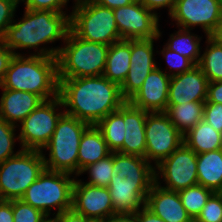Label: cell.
Listing matches in <instances>:
<instances>
[{
    "label": "cell",
    "mask_w": 222,
    "mask_h": 222,
    "mask_svg": "<svg viewBox=\"0 0 222 222\" xmlns=\"http://www.w3.org/2000/svg\"><path fill=\"white\" fill-rule=\"evenodd\" d=\"M58 80L64 112L90 125H96L126 102L120 86L103 75Z\"/></svg>",
    "instance_id": "obj_1"
},
{
    "label": "cell",
    "mask_w": 222,
    "mask_h": 222,
    "mask_svg": "<svg viewBox=\"0 0 222 222\" xmlns=\"http://www.w3.org/2000/svg\"><path fill=\"white\" fill-rule=\"evenodd\" d=\"M24 9L23 17L20 20L13 19L2 42L14 55H27L18 50L28 49L29 55L57 58L61 46L52 45L50 48L46 45L59 40L65 42L70 30L71 13ZM31 49L34 52L30 53Z\"/></svg>",
    "instance_id": "obj_2"
},
{
    "label": "cell",
    "mask_w": 222,
    "mask_h": 222,
    "mask_svg": "<svg viewBox=\"0 0 222 222\" xmlns=\"http://www.w3.org/2000/svg\"><path fill=\"white\" fill-rule=\"evenodd\" d=\"M154 183L155 167L146 158L113 152L108 189L115 213H135L144 207Z\"/></svg>",
    "instance_id": "obj_3"
},
{
    "label": "cell",
    "mask_w": 222,
    "mask_h": 222,
    "mask_svg": "<svg viewBox=\"0 0 222 222\" xmlns=\"http://www.w3.org/2000/svg\"><path fill=\"white\" fill-rule=\"evenodd\" d=\"M0 88L31 92L44 101L56 98L59 89L57 58L14 55Z\"/></svg>",
    "instance_id": "obj_4"
},
{
    "label": "cell",
    "mask_w": 222,
    "mask_h": 222,
    "mask_svg": "<svg viewBox=\"0 0 222 222\" xmlns=\"http://www.w3.org/2000/svg\"><path fill=\"white\" fill-rule=\"evenodd\" d=\"M109 45L89 42L71 29L57 56L58 79L104 74Z\"/></svg>",
    "instance_id": "obj_5"
},
{
    "label": "cell",
    "mask_w": 222,
    "mask_h": 222,
    "mask_svg": "<svg viewBox=\"0 0 222 222\" xmlns=\"http://www.w3.org/2000/svg\"><path fill=\"white\" fill-rule=\"evenodd\" d=\"M89 126L87 122L64 112L56 124L49 143L42 149L45 169L65 172L77 177L79 144L84 131ZM44 150L49 151L47 157Z\"/></svg>",
    "instance_id": "obj_6"
},
{
    "label": "cell",
    "mask_w": 222,
    "mask_h": 222,
    "mask_svg": "<svg viewBox=\"0 0 222 222\" xmlns=\"http://www.w3.org/2000/svg\"><path fill=\"white\" fill-rule=\"evenodd\" d=\"M73 177V178H71ZM76 176L44 169L25 191L21 200L41 210L46 216L72 209L73 184ZM53 209L56 211L52 213Z\"/></svg>",
    "instance_id": "obj_7"
},
{
    "label": "cell",
    "mask_w": 222,
    "mask_h": 222,
    "mask_svg": "<svg viewBox=\"0 0 222 222\" xmlns=\"http://www.w3.org/2000/svg\"><path fill=\"white\" fill-rule=\"evenodd\" d=\"M70 13V29L81 39L109 46L122 40L113 9L91 0H78Z\"/></svg>",
    "instance_id": "obj_8"
},
{
    "label": "cell",
    "mask_w": 222,
    "mask_h": 222,
    "mask_svg": "<svg viewBox=\"0 0 222 222\" xmlns=\"http://www.w3.org/2000/svg\"><path fill=\"white\" fill-rule=\"evenodd\" d=\"M45 169L42 151L22 149L0 163V200L21 199Z\"/></svg>",
    "instance_id": "obj_9"
},
{
    "label": "cell",
    "mask_w": 222,
    "mask_h": 222,
    "mask_svg": "<svg viewBox=\"0 0 222 222\" xmlns=\"http://www.w3.org/2000/svg\"><path fill=\"white\" fill-rule=\"evenodd\" d=\"M62 107V108H61ZM61 108V109H59ZM59 96L43 101L17 126L19 144L22 149L39 150L49 143L56 124L64 113Z\"/></svg>",
    "instance_id": "obj_10"
},
{
    "label": "cell",
    "mask_w": 222,
    "mask_h": 222,
    "mask_svg": "<svg viewBox=\"0 0 222 222\" xmlns=\"http://www.w3.org/2000/svg\"><path fill=\"white\" fill-rule=\"evenodd\" d=\"M155 183L171 191L197 185V154L183 142L169 157L155 166Z\"/></svg>",
    "instance_id": "obj_11"
},
{
    "label": "cell",
    "mask_w": 222,
    "mask_h": 222,
    "mask_svg": "<svg viewBox=\"0 0 222 222\" xmlns=\"http://www.w3.org/2000/svg\"><path fill=\"white\" fill-rule=\"evenodd\" d=\"M145 138V158L149 163H154V167L169 157L183 143V134L165 112L147 113Z\"/></svg>",
    "instance_id": "obj_12"
},
{
    "label": "cell",
    "mask_w": 222,
    "mask_h": 222,
    "mask_svg": "<svg viewBox=\"0 0 222 222\" xmlns=\"http://www.w3.org/2000/svg\"><path fill=\"white\" fill-rule=\"evenodd\" d=\"M169 16L176 27L193 30L199 26L204 36H213L222 23V0H177Z\"/></svg>",
    "instance_id": "obj_13"
},
{
    "label": "cell",
    "mask_w": 222,
    "mask_h": 222,
    "mask_svg": "<svg viewBox=\"0 0 222 222\" xmlns=\"http://www.w3.org/2000/svg\"><path fill=\"white\" fill-rule=\"evenodd\" d=\"M116 25L123 40L152 39L159 37V17L137 0L113 9Z\"/></svg>",
    "instance_id": "obj_14"
},
{
    "label": "cell",
    "mask_w": 222,
    "mask_h": 222,
    "mask_svg": "<svg viewBox=\"0 0 222 222\" xmlns=\"http://www.w3.org/2000/svg\"><path fill=\"white\" fill-rule=\"evenodd\" d=\"M161 35L159 29L158 38L131 40L130 69L120 85V92L125 101L141 88L148 74L158 66L154 58V42L158 41Z\"/></svg>",
    "instance_id": "obj_15"
},
{
    "label": "cell",
    "mask_w": 222,
    "mask_h": 222,
    "mask_svg": "<svg viewBox=\"0 0 222 222\" xmlns=\"http://www.w3.org/2000/svg\"><path fill=\"white\" fill-rule=\"evenodd\" d=\"M72 209L93 222H102L116 214L108 188L93 186L75 178Z\"/></svg>",
    "instance_id": "obj_16"
},
{
    "label": "cell",
    "mask_w": 222,
    "mask_h": 222,
    "mask_svg": "<svg viewBox=\"0 0 222 222\" xmlns=\"http://www.w3.org/2000/svg\"><path fill=\"white\" fill-rule=\"evenodd\" d=\"M170 78L158 65L148 74L141 88L128 102L134 107L148 112H165Z\"/></svg>",
    "instance_id": "obj_17"
},
{
    "label": "cell",
    "mask_w": 222,
    "mask_h": 222,
    "mask_svg": "<svg viewBox=\"0 0 222 222\" xmlns=\"http://www.w3.org/2000/svg\"><path fill=\"white\" fill-rule=\"evenodd\" d=\"M209 81L198 65L182 74L171 76L167 105L205 102Z\"/></svg>",
    "instance_id": "obj_18"
},
{
    "label": "cell",
    "mask_w": 222,
    "mask_h": 222,
    "mask_svg": "<svg viewBox=\"0 0 222 222\" xmlns=\"http://www.w3.org/2000/svg\"><path fill=\"white\" fill-rule=\"evenodd\" d=\"M145 207L166 222H194L182 205L178 191L154 183L146 197Z\"/></svg>",
    "instance_id": "obj_19"
},
{
    "label": "cell",
    "mask_w": 222,
    "mask_h": 222,
    "mask_svg": "<svg viewBox=\"0 0 222 222\" xmlns=\"http://www.w3.org/2000/svg\"><path fill=\"white\" fill-rule=\"evenodd\" d=\"M148 111L136 108L128 101L124 103L125 137L119 153L145 158V123Z\"/></svg>",
    "instance_id": "obj_20"
},
{
    "label": "cell",
    "mask_w": 222,
    "mask_h": 222,
    "mask_svg": "<svg viewBox=\"0 0 222 222\" xmlns=\"http://www.w3.org/2000/svg\"><path fill=\"white\" fill-rule=\"evenodd\" d=\"M1 93L0 117L16 127L44 101L31 92L2 89Z\"/></svg>",
    "instance_id": "obj_21"
},
{
    "label": "cell",
    "mask_w": 222,
    "mask_h": 222,
    "mask_svg": "<svg viewBox=\"0 0 222 222\" xmlns=\"http://www.w3.org/2000/svg\"><path fill=\"white\" fill-rule=\"evenodd\" d=\"M111 153L101 131L96 125H90L83 133L78 150V175L92 163L105 158Z\"/></svg>",
    "instance_id": "obj_22"
},
{
    "label": "cell",
    "mask_w": 222,
    "mask_h": 222,
    "mask_svg": "<svg viewBox=\"0 0 222 222\" xmlns=\"http://www.w3.org/2000/svg\"><path fill=\"white\" fill-rule=\"evenodd\" d=\"M131 40H120L109 46L103 76L119 86L130 69Z\"/></svg>",
    "instance_id": "obj_23"
},
{
    "label": "cell",
    "mask_w": 222,
    "mask_h": 222,
    "mask_svg": "<svg viewBox=\"0 0 222 222\" xmlns=\"http://www.w3.org/2000/svg\"><path fill=\"white\" fill-rule=\"evenodd\" d=\"M198 184L213 192L222 186V149L197 154Z\"/></svg>",
    "instance_id": "obj_24"
},
{
    "label": "cell",
    "mask_w": 222,
    "mask_h": 222,
    "mask_svg": "<svg viewBox=\"0 0 222 222\" xmlns=\"http://www.w3.org/2000/svg\"><path fill=\"white\" fill-rule=\"evenodd\" d=\"M183 142L196 154H202L222 149V133L202 120L183 135Z\"/></svg>",
    "instance_id": "obj_25"
},
{
    "label": "cell",
    "mask_w": 222,
    "mask_h": 222,
    "mask_svg": "<svg viewBox=\"0 0 222 222\" xmlns=\"http://www.w3.org/2000/svg\"><path fill=\"white\" fill-rule=\"evenodd\" d=\"M165 113L175 127L184 135L203 120L204 102L167 105Z\"/></svg>",
    "instance_id": "obj_26"
},
{
    "label": "cell",
    "mask_w": 222,
    "mask_h": 222,
    "mask_svg": "<svg viewBox=\"0 0 222 222\" xmlns=\"http://www.w3.org/2000/svg\"><path fill=\"white\" fill-rule=\"evenodd\" d=\"M190 31L192 30L178 27V31L169 35L170 38L165 46L187 57L194 65H198L203 48L200 45L202 37Z\"/></svg>",
    "instance_id": "obj_27"
},
{
    "label": "cell",
    "mask_w": 222,
    "mask_h": 222,
    "mask_svg": "<svg viewBox=\"0 0 222 222\" xmlns=\"http://www.w3.org/2000/svg\"><path fill=\"white\" fill-rule=\"evenodd\" d=\"M96 126L101 131L108 149L111 152H118L125 137L124 104L117 111L109 113Z\"/></svg>",
    "instance_id": "obj_28"
},
{
    "label": "cell",
    "mask_w": 222,
    "mask_h": 222,
    "mask_svg": "<svg viewBox=\"0 0 222 222\" xmlns=\"http://www.w3.org/2000/svg\"><path fill=\"white\" fill-rule=\"evenodd\" d=\"M205 43L198 66L209 82L222 81V45L212 36Z\"/></svg>",
    "instance_id": "obj_29"
},
{
    "label": "cell",
    "mask_w": 222,
    "mask_h": 222,
    "mask_svg": "<svg viewBox=\"0 0 222 222\" xmlns=\"http://www.w3.org/2000/svg\"><path fill=\"white\" fill-rule=\"evenodd\" d=\"M183 207L194 221L200 214L209 197L214 193L202 186L194 185L178 191Z\"/></svg>",
    "instance_id": "obj_30"
},
{
    "label": "cell",
    "mask_w": 222,
    "mask_h": 222,
    "mask_svg": "<svg viewBox=\"0 0 222 222\" xmlns=\"http://www.w3.org/2000/svg\"><path fill=\"white\" fill-rule=\"evenodd\" d=\"M113 170V152H111L105 158L97 161L96 163H92L87 167L83 168L79 175L88 173V181L84 182L89 185L98 186V187H105L108 188L111 175Z\"/></svg>",
    "instance_id": "obj_31"
},
{
    "label": "cell",
    "mask_w": 222,
    "mask_h": 222,
    "mask_svg": "<svg viewBox=\"0 0 222 222\" xmlns=\"http://www.w3.org/2000/svg\"><path fill=\"white\" fill-rule=\"evenodd\" d=\"M17 127L6 122L0 117V163L18 154L22 148L14 152L16 141L19 142V135H16Z\"/></svg>",
    "instance_id": "obj_32"
},
{
    "label": "cell",
    "mask_w": 222,
    "mask_h": 222,
    "mask_svg": "<svg viewBox=\"0 0 222 222\" xmlns=\"http://www.w3.org/2000/svg\"><path fill=\"white\" fill-rule=\"evenodd\" d=\"M156 52L162 54L163 58L167 62L166 64H168L169 71L167 70V67L162 70L170 77L189 71L195 66L187 57H184L175 51H171L165 45L161 51L157 50Z\"/></svg>",
    "instance_id": "obj_33"
},
{
    "label": "cell",
    "mask_w": 222,
    "mask_h": 222,
    "mask_svg": "<svg viewBox=\"0 0 222 222\" xmlns=\"http://www.w3.org/2000/svg\"><path fill=\"white\" fill-rule=\"evenodd\" d=\"M14 222H41L47 216L21 199L12 200Z\"/></svg>",
    "instance_id": "obj_34"
},
{
    "label": "cell",
    "mask_w": 222,
    "mask_h": 222,
    "mask_svg": "<svg viewBox=\"0 0 222 222\" xmlns=\"http://www.w3.org/2000/svg\"><path fill=\"white\" fill-rule=\"evenodd\" d=\"M194 222H222V199L214 192Z\"/></svg>",
    "instance_id": "obj_35"
},
{
    "label": "cell",
    "mask_w": 222,
    "mask_h": 222,
    "mask_svg": "<svg viewBox=\"0 0 222 222\" xmlns=\"http://www.w3.org/2000/svg\"><path fill=\"white\" fill-rule=\"evenodd\" d=\"M18 4L20 0H0V41L3 40L7 28L16 16Z\"/></svg>",
    "instance_id": "obj_36"
},
{
    "label": "cell",
    "mask_w": 222,
    "mask_h": 222,
    "mask_svg": "<svg viewBox=\"0 0 222 222\" xmlns=\"http://www.w3.org/2000/svg\"><path fill=\"white\" fill-rule=\"evenodd\" d=\"M77 1L78 0H74L73 2ZM20 2H23L25 8L30 10H44L66 13L68 9L66 6L69 3V0H20Z\"/></svg>",
    "instance_id": "obj_37"
},
{
    "label": "cell",
    "mask_w": 222,
    "mask_h": 222,
    "mask_svg": "<svg viewBox=\"0 0 222 222\" xmlns=\"http://www.w3.org/2000/svg\"><path fill=\"white\" fill-rule=\"evenodd\" d=\"M203 120L222 133V104L205 101Z\"/></svg>",
    "instance_id": "obj_38"
},
{
    "label": "cell",
    "mask_w": 222,
    "mask_h": 222,
    "mask_svg": "<svg viewBox=\"0 0 222 222\" xmlns=\"http://www.w3.org/2000/svg\"><path fill=\"white\" fill-rule=\"evenodd\" d=\"M137 1L141 3L148 10L154 12L156 15L159 14L157 13V11H159L160 9L168 8L167 10L169 16L173 12L177 0H137Z\"/></svg>",
    "instance_id": "obj_39"
},
{
    "label": "cell",
    "mask_w": 222,
    "mask_h": 222,
    "mask_svg": "<svg viewBox=\"0 0 222 222\" xmlns=\"http://www.w3.org/2000/svg\"><path fill=\"white\" fill-rule=\"evenodd\" d=\"M13 56L14 53L2 41H0V83L4 78L5 72L7 71Z\"/></svg>",
    "instance_id": "obj_40"
},
{
    "label": "cell",
    "mask_w": 222,
    "mask_h": 222,
    "mask_svg": "<svg viewBox=\"0 0 222 222\" xmlns=\"http://www.w3.org/2000/svg\"><path fill=\"white\" fill-rule=\"evenodd\" d=\"M206 101L222 104V81L209 82Z\"/></svg>",
    "instance_id": "obj_41"
},
{
    "label": "cell",
    "mask_w": 222,
    "mask_h": 222,
    "mask_svg": "<svg viewBox=\"0 0 222 222\" xmlns=\"http://www.w3.org/2000/svg\"><path fill=\"white\" fill-rule=\"evenodd\" d=\"M57 222H93L85 216L76 213L73 209L64 211L59 215H55Z\"/></svg>",
    "instance_id": "obj_42"
},
{
    "label": "cell",
    "mask_w": 222,
    "mask_h": 222,
    "mask_svg": "<svg viewBox=\"0 0 222 222\" xmlns=\"http://www.w3.org/2000/svg\"><path fill=\"white\" fill-rule=\"evenodd\" d=\"M0 222H14L12 200H0Z\"/></svg>",
    "instance_id": "obj_43"
},
{
    "label": "cell",
    "mask_w": 222,
    "mask_h": 222,
    "mask_svg": "<svg viewBox=\"0 0 222 222\" xmlns=\"http://www.w3.org/2000/svg\"><path fill=\"white\" fill-rule=\"evenodd\" d=\"M138 222H166L157 215L153 214L145 206L136 212Z\"/></svg>",
    "instance_id": "obj_44"
},
{
    "label": "cell",
    "mask_w": 222,
    "mask_h": 222,
    "mask_svg": "<svg viewBox=\"0 0 222 222\" xmlns=\"http://www.w3.org/2000/svg\"><path fill=\"white\" fill-rule=\"evenodd\" d=\"M102 222H138L136 212L135 213H116L109 216Z\"/></svg>",
    "instance_id": "obj_45"
},
{
    "label": "cell",
    "mask_w": 222,
    "mask_h": 222,
    "mask_svg": "<svg viewBox=\"0 0 222 222\" xmlns=\"http://www.w3.org/2000/svg\"><path fill=\"white\" fill-rule=\"evenodd\" d=\"M91 1L96 4L108 7L110 9H115V8L129 5L130 3L134 2L135 0H91Z\"/></svg>",
    "instance_id": "obj_46"
},
{
    "label": "cell",
    "mask_w": 222,
    "mask_h": 222,
    "mask_svg": "<svg viewBox=\"0 0 222 222\" xmlns=\"http://www.w3.org/2000/svg\"><path fill=\"white\" fill-rule=\"evenodd\" d=\"M212 37L222 45V23Z\"/></svg>",
    "instance_id": "obj_47"
},
{
    "label": "cell",
    "mask_w": 222,
    "mask_h": 222,
    "mask_svg": "<svg viewBox=\"0 0 222 222\" xmlns=\"http://www.w3.org/2000/svg\"><path fill=\"white\" fill-rule=\"evenodd\" d=\"M53 217V218H52ZM47 216L46 218H44L41 222H57L56 221V217L55 216Z\"/></svg>",
    "instance_id": "obj_48"
},
{
    "label": "cell",
    "mask_w": 222,
    "mask_h": 222,
    "mask_svg": "<svg viewBox=\"0 0 222 222\" xmlns=\"http://www.w3.org/2000/svg\"><path fill=\"white\" fill-rule=\"evenodd\" d=\"M220 197H221V199H222V186H221V188L216 192Z\"/></svg>",
    "instance_id": "obj_49"
}]
</instances>
